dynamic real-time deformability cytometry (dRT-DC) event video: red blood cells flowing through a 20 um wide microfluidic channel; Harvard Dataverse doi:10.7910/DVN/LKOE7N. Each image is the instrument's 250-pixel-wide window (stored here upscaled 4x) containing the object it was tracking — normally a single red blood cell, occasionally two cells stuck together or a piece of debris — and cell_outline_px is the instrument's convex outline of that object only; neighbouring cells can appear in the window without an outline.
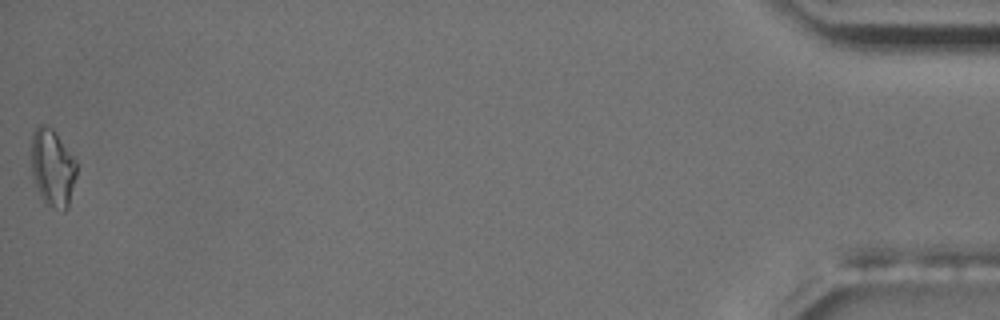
{"species": "common noctule bat (a hibernating species)", "species_latin": "Nyctalus noctula", "temperature_condition": "room temperature", "stored_images_in_passage": 38, "camera_frame_rate_fps": 3000, "um_per_image_px": 0.085, "animal": {"sex": "male", "body_mass_g": 17.5, "forearm_length_mm": 52.3}, "frame": {"image": 1, "passage_image": 38, "time_ms": 12.333, "image_size_px": [1000, 320], "cell_outline_px": [[76, 176], [68, 208], [64, 212], [44, 204], [36, 184], [32, 172], [32, 132], [36, 124], [48, 124], [56, 132], [76, 160]], "centroid_in_image_um": [4.47, 14.24], "position_along_channel_um": 430.7, "area_um2": 20.63}, "authors_computed_cell_mechanics": {"area_um2": 20.519, "velocity_mm_per_s": 3.7369, "shape_relaxation_time_tau1_ms": 7.5132, "shape_relaxation_time_tau2_ms": 2.5935, "deformation_change_tau1": 0.1676, "deformation_change_tau2": 0.0884}}